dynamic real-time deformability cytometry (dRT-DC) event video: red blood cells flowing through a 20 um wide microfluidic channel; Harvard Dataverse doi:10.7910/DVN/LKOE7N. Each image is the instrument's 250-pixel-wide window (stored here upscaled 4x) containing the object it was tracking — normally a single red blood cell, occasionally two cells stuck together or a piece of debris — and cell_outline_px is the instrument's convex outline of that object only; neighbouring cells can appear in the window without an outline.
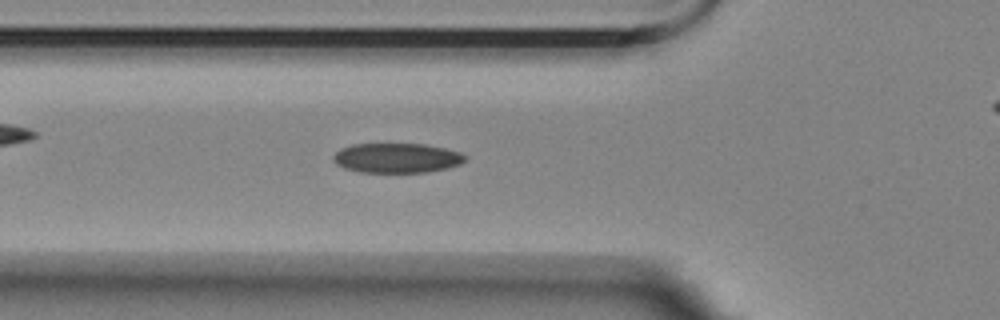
{"species": "Egyptian fruit bat (a non-hibernating species)", "species_latin": "Rousettus aegyptiacus", "temperature_condition": "room temperature", "stored_images_in_passage": 55, "camera_frame_rate_fps": 3000, "um_per_image_px": 0.085, "animal": {"sex": "female"}, "frame": {"image": 1, "passage_image": 18, "time_ms": 5.667, "image_size_px": [1000, 320], "cell_outline_px": [[468, 156], [460, 164], [448, 168], [424, 172], [360, 172], [344, 168], [336, 164], [332, 160], [332, 156], [340, 148], [352, 144], [424, 144], [444, 148], [460, 152]], "centroid_in_image_um": [33.7, 13.42], "position_along_channel_um": 92.1, "area_um2": 22.89}}
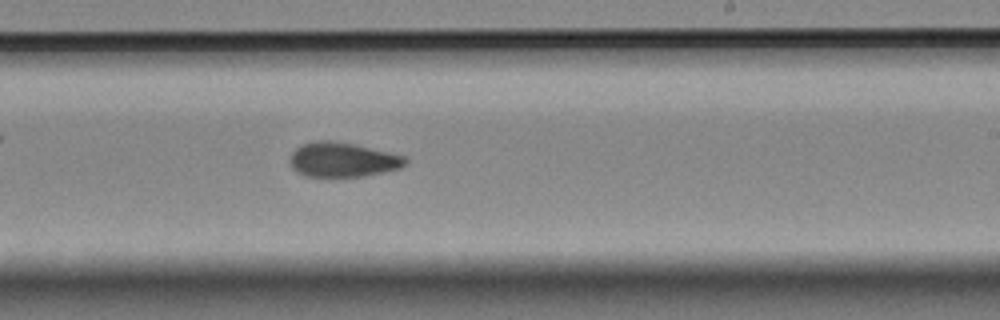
{"frame": {"image": 2, "passage_image": 32, "time_ms": 10.333, "image_size_px": [1000, 320], "cell_outline_px": [[408, 164], [400, 168], [384, 172], [364, 176], [304, 176], [296, 172], [292, 168], [288, 160], [292, 152], [296, 148], [304, 144], [316, 140], [332, 140], [356, 144], [404, 156], [408, 160]], "centroid_in_image_um": [29.11, 13.57], "position_along_channel_um": 259.9, "area_um2": 23.41}}
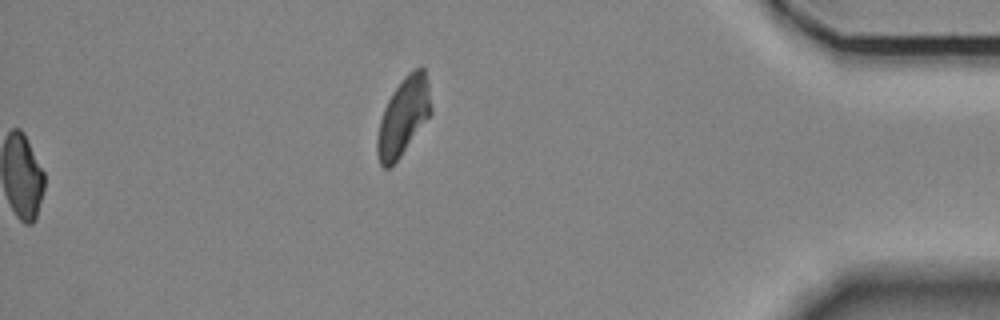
{"frame": {"image": 3, "passage_image": 55, "time_ms": 18.0, "image_size_px": [1000, 320], "cell_outline_px": [[432, 112], [400, 156], [388, 168], [384, 168], [380, 164], [376, 152], [376, 140], [380, 120], [384, 108], [392, 92], [404, 76], [408, 72], [416, 68], [424, 68], [428, 80], [432, 108]], "centroid_in_image_um": [34.28, 9.88], "position_along_channel_um": 400.9, "area_um2": 24.16}, "authors_computed_cell_mechanics": {"area_um2": 23.1778, "velocity_mm_per_s": 3.5787, "shape_relaxation_time_tau1_ms": 5.7501, "shape_relaxation_time_tau2_ms": 4.0363, "deformation_change_tau1": 0.1426, "deformation_change_tau2": 0.0909}}